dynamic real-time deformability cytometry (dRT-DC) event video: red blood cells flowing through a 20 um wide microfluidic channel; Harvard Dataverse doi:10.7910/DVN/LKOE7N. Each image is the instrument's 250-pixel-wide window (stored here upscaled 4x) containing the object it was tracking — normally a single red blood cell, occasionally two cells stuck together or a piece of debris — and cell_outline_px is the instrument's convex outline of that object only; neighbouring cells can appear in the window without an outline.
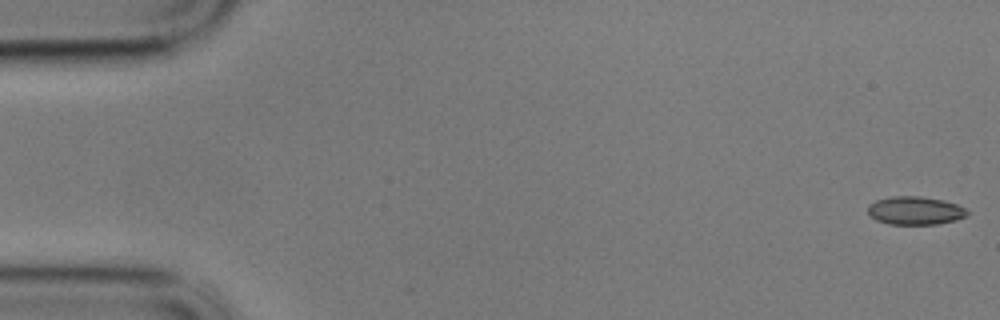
{"species": "common noctule bat (a hibernating species)", "species_latin": "Nyctalus noctula", "temperature_condition": "cold", "stored_images_in_passage": 17, "camera_frame_rate_fps": 3000, "um_per_image_px": 0.085, "animal": {"sex": "male", "body_mass_g": 17.9}, "frame": {"image": 1, "passage_image": 1, "time_ms": 0.0, "image_size_px": [1000, 320], "cell_outline_px": [[968, 216], [956, 220], [936, 224], [888, 224], [876, 220], [868, 212], [868, 204], [876, 200], [892, 196], [920, 196], [944, 200], [956, 204], [964, 208], [968, 212]], "centroid_in_image_um": [77.79, 17.9], "position_along_channel_um": 7.2, "area_um2": 16.36}}